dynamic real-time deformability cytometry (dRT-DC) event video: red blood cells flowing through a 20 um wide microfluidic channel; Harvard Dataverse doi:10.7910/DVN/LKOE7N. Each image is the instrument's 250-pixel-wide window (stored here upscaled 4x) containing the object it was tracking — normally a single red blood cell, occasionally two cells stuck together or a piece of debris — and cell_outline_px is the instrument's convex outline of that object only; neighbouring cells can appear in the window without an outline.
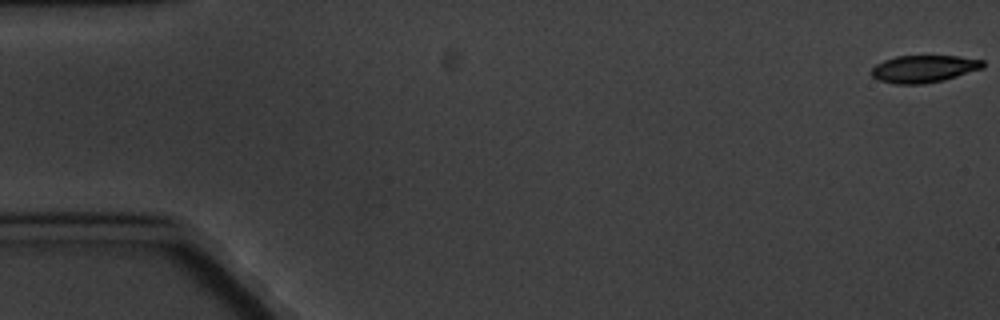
{"species": "common noctule bat (a hibernating species)", "species_latin": "Nyctalus noctula", "temperature_condition": "cold", "stored_images_in_passage": 7, "camera_frame_rate_fps": 3000, "um_per_image_px": 0.085, "animal": {"sex": "male", "body_mass_g": 20.1, "forearm_length_mm": 53.5}, "frame": {"image": 1, "passage_image": 1, "time_ms": 0.0, "image_size_px": [1000, 320], "cell_outline_px": [[984, 68], [944, 80], [924, 84], [892, 84], [876, 80], [872, 76], [872, 68], [876, 64], [884, 60], [896, 56], [956, 56], [984, 60]], "centroid_in_image_um": [78.51, 5.86], "position_along_channel_um": 6.5, "area_um2": 17.86}}
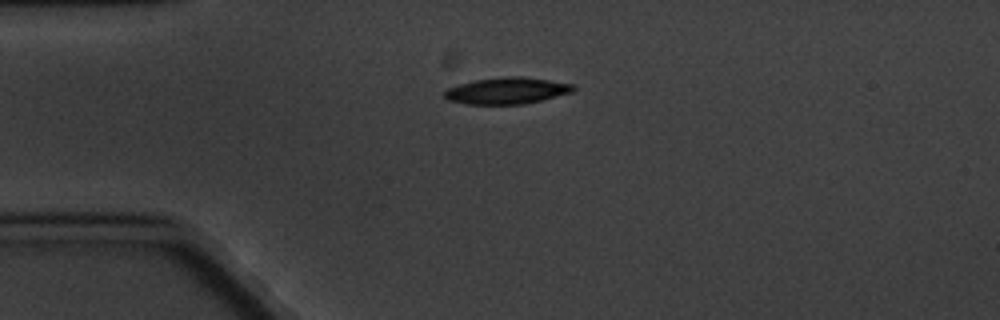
{"frame": {"image": 2, "passage_image": 5, "time_ms": 4.667, "image_size_px": [1000, 320], "cell_outline_px": [[576, 88], [572, 92], [524, 104], [468, 104], [448, 100], [444, 96], [444, 92], [448, 88], [472, 80], [504, 76], [520, 76], [548, 80], [572, 84]], "centroid_in_image_um": [43.06, 7.7], "position_along_channel_um": 41.9, "area_um2": 19.77}}